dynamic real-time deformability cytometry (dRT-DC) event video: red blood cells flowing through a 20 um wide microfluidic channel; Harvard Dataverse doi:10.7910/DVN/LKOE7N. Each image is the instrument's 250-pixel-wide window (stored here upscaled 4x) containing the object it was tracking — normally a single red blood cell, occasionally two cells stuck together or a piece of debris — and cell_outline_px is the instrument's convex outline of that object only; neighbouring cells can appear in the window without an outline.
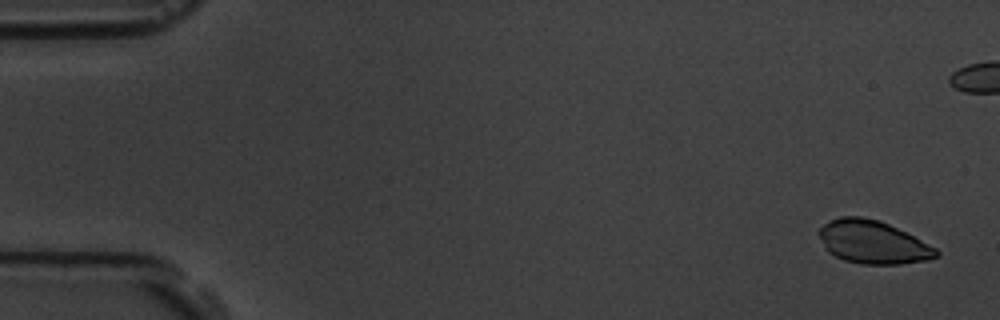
{"species": "common noctule bat (a hibernating species)", "species_latin": "Nyctalus noctula", "temperature_condition": "room temperature", "stored_images_in_passage": 6, "camera_frame_rate_fps": 3000, "um_per_image_px": 0.085, "animal": {"sex": "male", "body_mass_g": 19.5, "forearm_length_mm": 54.6}, "frame": {"image": 1, "passage_image": 1, "time_ms": 0.0, "image_size_px": [1000, 320], "cell_outline_px": [[940, 256], [928, 260], [900, 264], [860, 264], [844, 260], [828, 252], [824, 248], [816, 232], [824, 224], [840, 216], [860, 216], [880, 220], [936, 248], [940, 252]], "centroid_in_image_um": [74.16, 20.59], "position_along_channel_um": 10.8, "area_um2": 29.42}}